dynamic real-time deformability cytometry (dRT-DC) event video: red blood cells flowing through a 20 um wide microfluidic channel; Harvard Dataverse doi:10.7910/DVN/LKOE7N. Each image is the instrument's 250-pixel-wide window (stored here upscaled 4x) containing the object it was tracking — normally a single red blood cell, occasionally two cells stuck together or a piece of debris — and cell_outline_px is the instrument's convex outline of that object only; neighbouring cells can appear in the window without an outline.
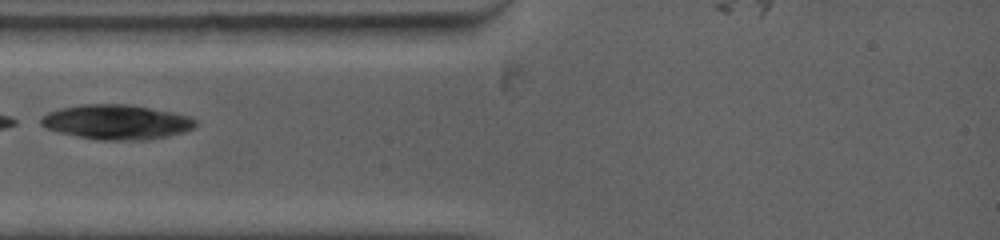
{"species": "common noctule bat (a hibernating species)", "species_latin": "Nyctalus noctula", "temperature_condition": "warm", "stored_images_in_passage": 10, "camera_frame_rate_fps": 5000, "um_per_image_px": 0.085, "animal": {"sex": "female", "body_mass_g": 19.0, "forearm_length_mm": 53.3}, "frame": {"image": 1, "passage_image": 2, "time_ms": 0.8, "image_size_px": [1000, 240], "cell_outline_px": [[196, 124], [192, 128], [184, 132], [168, 136], [148, 140], [96, 140], [60, 132], [44, 128], [40, 124], [40, 120], [48, 112], [60, 108], [80, 104], [128, 104], [172, 112], [188, 116], [196, 120]], "centroid_in_image_um": [9.89, 10.37], "position_along_channel_um": 75.1, "area_um2": 31.27}}
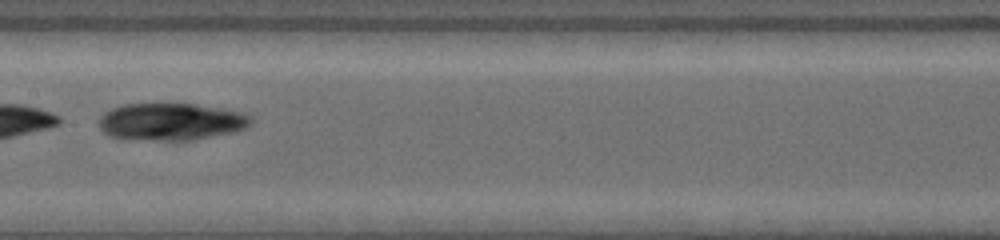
{"frame": {"image": 2, "passage_image": 6, "time_ms": 3.8, "image_size_px": [1000, 240], "cell_outline_px": [[252, 120], [244, 128], [232, 132], [192, 140], [164, 140], [108, 136], [100, 128], [100, 116], [104, 112], [112, 108], [124, 104], [192, 104], [220, 108], [244, 112]], "centroid_in_image_um": [14.53, 10.33], "position_along_channel_um": 192.9, "area_um2": 32.37}}
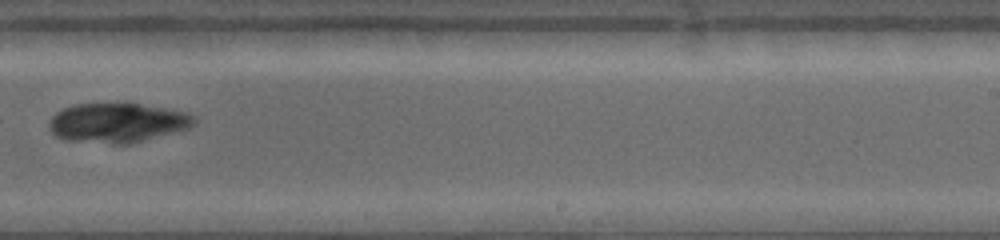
{"frame": {"image": 3, "passage_image": 9, "time_ms": 6.0, "image_size_px": [1000, 240], "cell_outline_px": [[196, 124], [188, 128], [128, 144], [112, 144], [64, 140], [56, 136], [48, 128], [48, 124], [52, 116], [56, 112], [64, 108], [76, 104], [140, 104], [188, 112], [196, 120]], "centroid_in_image_um": [9.94, 10.44], "position_along_channel_um": 279.1, "area_um2": 33.18}}